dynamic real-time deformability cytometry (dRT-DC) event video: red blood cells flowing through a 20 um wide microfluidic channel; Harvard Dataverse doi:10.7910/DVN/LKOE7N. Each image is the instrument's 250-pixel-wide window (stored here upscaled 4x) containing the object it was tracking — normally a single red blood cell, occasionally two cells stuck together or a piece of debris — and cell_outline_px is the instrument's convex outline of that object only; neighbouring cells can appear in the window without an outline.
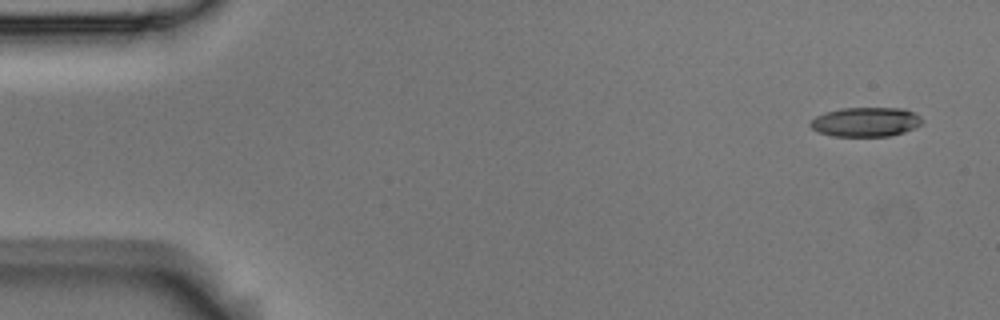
{"species": "Egyptian fruit bat (a non-hibernating species)", "species_latin": "Rousettus aegyptiacus", "temperature_condition": "room temperature", "stored_images_in_passage": 9, "camera_frame_rate_fps": 3000, "um_per_image_px": 0.085, "animal": {"sex": "male"}, "frame": {"image": 1, "passage_image": 1, "time_ms": 0.0, "image_size_px": [1000, 320], "cell_outline_px": [[924, 120], [920, 124], [904, 132], [888, 136], [832, 136], [820, 132], [812, 128], [808, 124], [816, 116], [824, 112], [840, 108], [904, 108], [920, 116]], "centroid_in_image_um": [73.57, 10.36], "position_along_channel_um": 11.4, "area_um2": 19.07}}
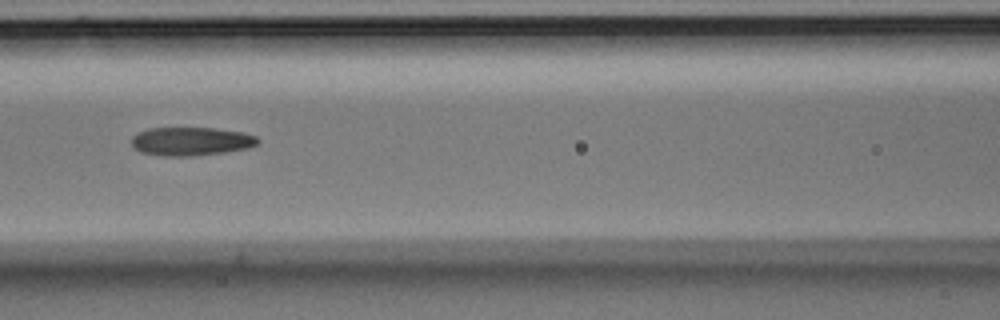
{"frame": {"image": 2, "passage_image": 7, "time_ms": 2.0, "image_size_px": [1000, 320], "cell_outline_px": [[260, 140], [256, 144], [244, 148], [224, 152], [184, 156], [164, 156], [140, 152], [132, 144], [132, 136], [136, 132], [148, 128], [212, 128], [244, 132], [256, 136]], "centroid_in_image_um": [16.2, 12.0], "position_along_channel_um": 150.4, "area_um2": 20.75}}
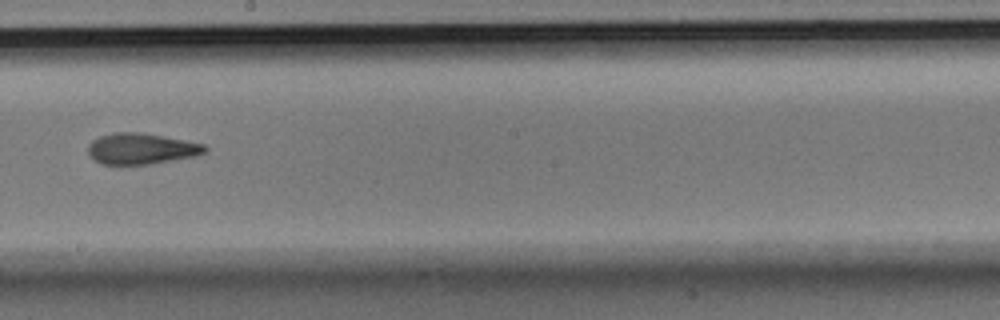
{"frame": {"image": 3, "passage_image": 9, "time_ms": 2.667, "image_size_px": [1000, 320], "cell_outline_px": [[208, 148], [204, 152], [192, 156], [148, 164], [100, 164], [88, 152], [88, 144], [92, 140], [100, 136], [116, 132], [140, 132], [184, 140], [204, 144]], "centroid_in_image_um": [11.97, 12.63], "position_along_channel_um": 236.2, "area_um2": 20.69}}